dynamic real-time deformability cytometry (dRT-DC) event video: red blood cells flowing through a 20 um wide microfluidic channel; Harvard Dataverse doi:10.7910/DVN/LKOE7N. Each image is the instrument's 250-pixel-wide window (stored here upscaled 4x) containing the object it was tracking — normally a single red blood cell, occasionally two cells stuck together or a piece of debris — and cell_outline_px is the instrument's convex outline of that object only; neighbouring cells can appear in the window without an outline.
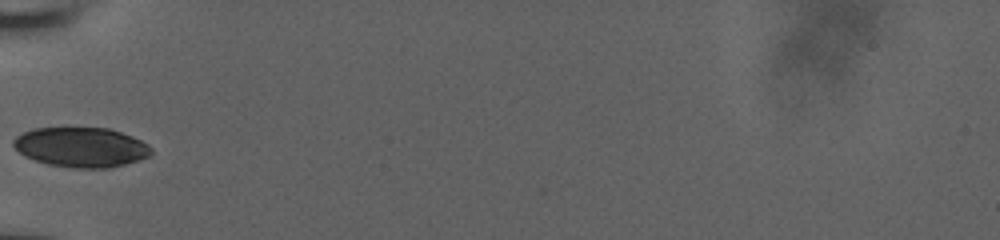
{"species": "human", "species_latin": "Homo sapiens", "temperature_condition": "room temperature", "stored_images_in_passage": 34, "camera_frame_rate_fps": 3000, "um_per_image_px": 0.085, "donor": {"sex": "male"}, "frame": {"image": 1, "passage_image": 1, "time_ms": 0.0, "image_size_px": [1000, 240], "cell_outline_px": [[152, 152], [148, 156], [140, 160], [108, 168], [72, 168], [48, 164], [24, 156], [12, 144], [12, 140], [16, 136], [32, 128], [108, 128], [132, 136], [148, 144], [152, 148]], "centroid_in_image_um": [6.89, 12.51], "position_along_channel_um": 78.1, "area_um2": 31.91}}
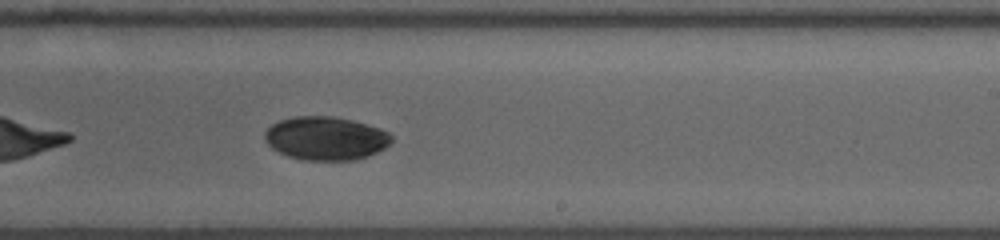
{"frame": {"image": 2, "passage_image": 15, "time_ms": 4.667, "image_size_px": [1000, 240], "cell_outline_px": [[392, 140], [384, 148], [368, 156], [356, 160], [304, 160], [288, 156], [272, 148], [264, 140], [264, 132], [272, 124], [280, 120], [296, 116], [332, 116], [352, 120], [380, 128], [388, 132], [392, 136]], "centroid_in_image_um": [27.68, 11.75], "position_along_channel_um": 261.3, "area_um2": 32.08}}
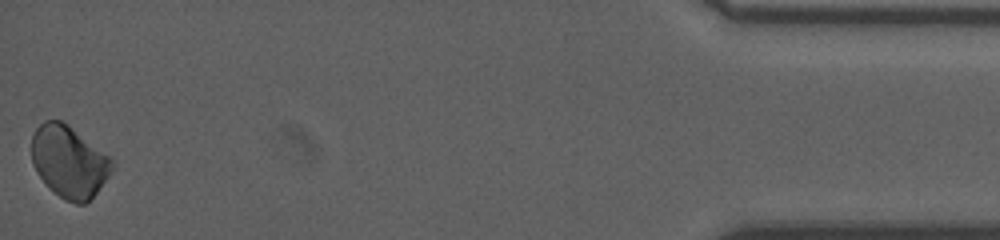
{"frame": {"image": 3, "passage_image": 34, "time_ms": 11.0, "image_size_px": [1000, 240], "cell_outline_px": [[116, 164], [108, 176], [96, 192], [84, 204], [76, 204], [64, 200], [48, 188], [36, 172], [32, 164], [32, 136], [36, 128], [44, 120], [60, 120], [68, 124], [108, 156]], "centroid_in_image_um": [5.84, 13.75], "position_along_channel_um": 429.4, "area_um2": 33.52}, "authors_computed_cell_mechanics": {"area_um2": 32.0501, "velocity_mm_per_s": 3.9297, "shape_relaxation_time_tau1_ms": 4.059, "shape_relaxation_time_tau2_ms": null, "deformation_change_tau1": 0.0592, "deformation_change_tau2": null}}